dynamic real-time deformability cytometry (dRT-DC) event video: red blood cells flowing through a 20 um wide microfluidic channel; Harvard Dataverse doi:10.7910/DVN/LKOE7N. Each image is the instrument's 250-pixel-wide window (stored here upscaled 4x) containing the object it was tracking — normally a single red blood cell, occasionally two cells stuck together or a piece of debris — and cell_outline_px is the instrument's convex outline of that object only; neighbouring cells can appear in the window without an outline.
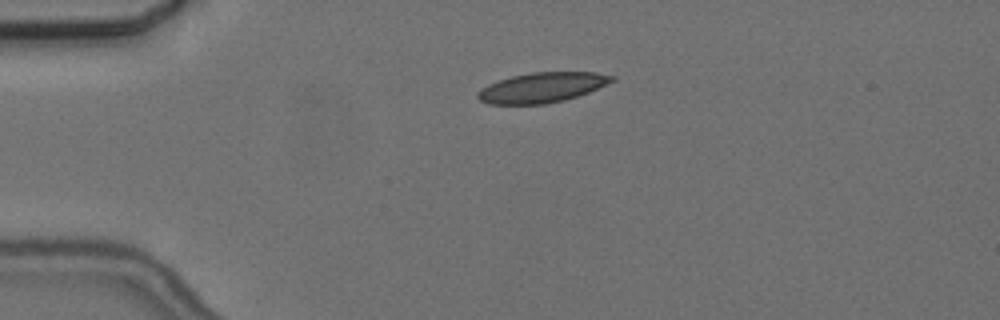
{"species": "common noctule bat (a hibernating species)", "species_latin": "Nyctalus noctula", "temperature_condition": "cold", "stored_images_in_passage": 44, "camera_frame_rate_fps": 3000, "um_per_image_px": 0.085, "animal": {"sex": "female", "body_mass_g": 24.6, "forearm_length_mm": 56.2}, "frame": {"image": 1, "passage_image": 1, "time_ms": 0.0, "image_size_px": [1000, 320], "cell_outline_px": [[616, 80], [588, 92], [564, 100], [544, 104], [488, 104], [480, 100], [476, 96], [476, 92], [488, 84], [512, 76], [532, 72], [596, 72], [616, 76]], "centroid_in_image_um": [46.07, 7.43], "position_along_channel_um": 38.9, "area_um2": 23.41}}
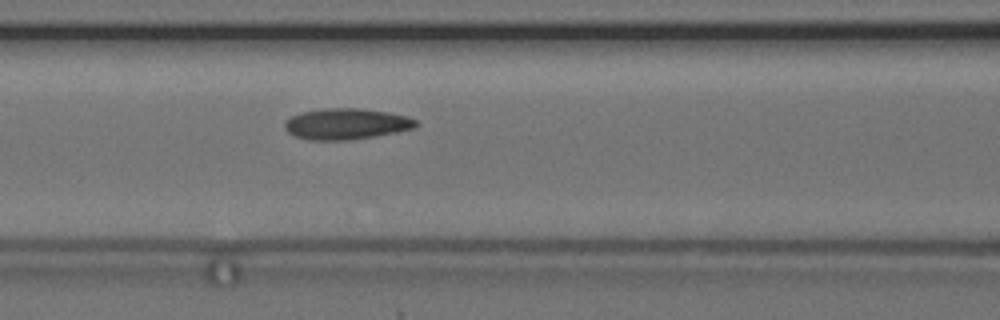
{"frame": {"image": 2, "passage_image": 12, "time_ms": 3.667, "image_size_px": [1000, 320], "cell_outline_px": [[420, 124], [416, 128], [376, 136], [348, 140], [308, 140], [292, 136], [284, 128], [284, 124], [292, 116], [300, 112], [328, 108], [360, 108], [388, 112], [408, 116], [416, 120]], "centroid_in_image_um": [29.45, 10.54], "position_along_channel_um": 137.1, "area_um2": 23.93}}
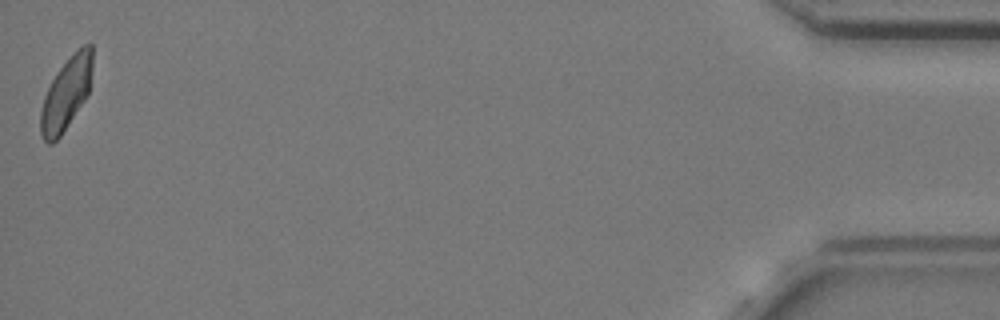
{"frame": {"image": 3, "passage_image": 44, "time_ms": 14.333, "image_size_px": [1000, 320], "cell_outline_px": [[92, 68], [88, 92], [84, 100], [60, 136], [52, 144], [48, 144], [44, 140], [40, 132], [40, 112], [44, 96], [56, 72], [84, 44], [92, 44]], "centroid_in_image_um": [5.6, 7.99], "position_along_channel_um": 429.6, "area_um2": 21.27}, "authors_computed_cell_mechanics": {"area_um2": 23.0911, "velocity_mm_per_s": 3.6391, "shape_relaxation_time_tau1_ms": null, "shape_relaxation_time_tau2_ms": 2.1812, "deformation_change_tau1": null, "deformation_change_tau2": 0.0856}}